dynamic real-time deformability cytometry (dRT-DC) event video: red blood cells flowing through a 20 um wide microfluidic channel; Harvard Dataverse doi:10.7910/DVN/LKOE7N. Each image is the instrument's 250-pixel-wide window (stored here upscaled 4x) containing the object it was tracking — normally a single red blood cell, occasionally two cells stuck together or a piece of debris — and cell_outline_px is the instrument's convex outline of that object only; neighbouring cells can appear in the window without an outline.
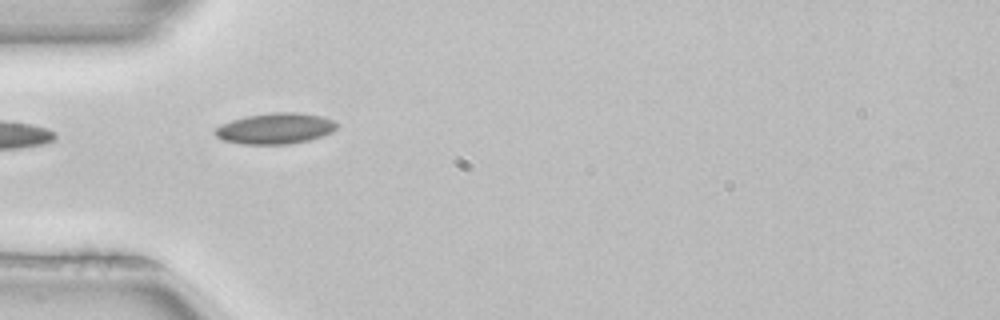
{"species": "common noctule bat (a hibernating species)", "species_latin": "Nyctalus noctula", "temperature_condition": "room temperature", "stored_images_in_passage": 3, "camera_frame_rate_fps": 3000, "um_per_image_px": 0.085, "animal": {"sex": "female", "body_mass_g": 22.7, "forearm_length_mm": 54.2}, "frame": {"image": 1, "passage_image": 3, "time_ms": 0.667, "image_size_px": [1000, 320], "cell_outline_px": [[336, 128], [332, 132], [308, 140], [288, 144], [244, 144], [224, 140], [216, 136], [212, 132], [220, 124], [232, 120], [248, 116], [272, 112], [296, 112], [320, 116], [332, 120], [336, 124]], "centroid_in_image_um": [23.36, 10.92], "position_along_channel_um": 61.6, "area_um2": 21.68}}